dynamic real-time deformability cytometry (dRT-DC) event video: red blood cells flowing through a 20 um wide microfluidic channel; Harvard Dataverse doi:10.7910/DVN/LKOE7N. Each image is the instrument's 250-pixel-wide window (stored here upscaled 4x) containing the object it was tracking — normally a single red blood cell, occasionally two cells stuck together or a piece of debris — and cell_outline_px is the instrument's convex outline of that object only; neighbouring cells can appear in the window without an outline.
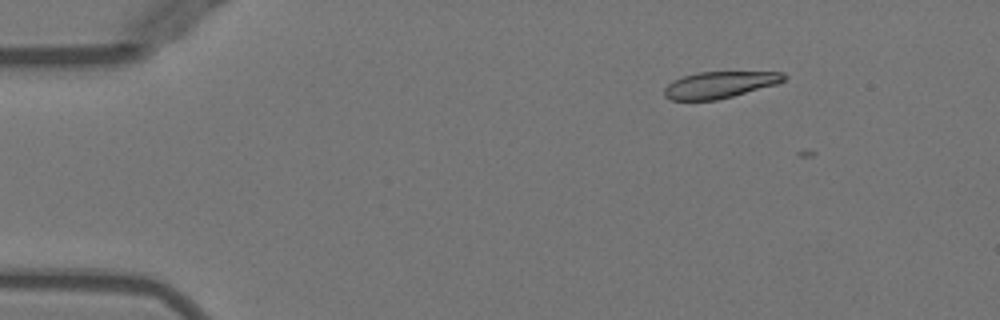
{"species": "Egyptian fruit bat (a non-hibernating species)", "species_latin": "Rousettus aegyptiacus", "temperature_condition": "warm", "stored_images_in_passage": 9, "camera_frame_rate_fps": 3000, "um_per_image_px": 0.085, "animal": {"sex": "female"}, "frame": {"image": 1, "passage_image": 4, "time_ms": 1.0, "image_size_px": [1000, 320], "cell_outline_px": [[788, 76], [784, 80], [776, 84], [732, 96], [716, 100], [672, 100], [664, 96], [664, 88], [672, 80], [696, 72], [784, 72]], "centroid_in_image_um": [61.15, 7.2], "position_along_channel_um": 23.9, "area_um2": 18.44}}